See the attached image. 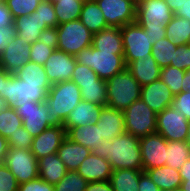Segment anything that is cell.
I'll return each instance as SVG.
<instances>
[{
    "instance_id": "obj_1",
    "label": "cell",
    "mask_w": 190,
    "mask_h": 191,
    "mask_svg": "<svg viewBox=\"0 0 190 191\" xmlns=\"http://www.w3.org/2000/svg\"><path fill=\"white\" fill-rule=\"evenodd\" d=\"M91 152L106 158L112 170L134 169L143 170L139 138L123 133L111 141L104 140L101 145H94Z\"/></svg>"
},
{
    "instance_id": "obj_2",
    "label": "cell",
    "mask_w": 190,
    "mask_h": 191,
    "mask_svg": "<svg viewBox=\"0 0 190 191\" xmlns=\"http://www.w3.org/2000/svg\"><path fill=\"white\" fill-rule=\"evenodd\" d=\"M82 100L79 86L71 80L51 85L45 102L47 112L56 125H63L68 114Z\"/></svg>"
},
{
    "instance_id": "obj_3",
    "label": "cell",
    "mask_w": 190,
    "mask_h": 191,
    "mask_svg": "<svg viewBox=\"0 0 190 191\" xmlns=\"http://www.w3.org/2000/svg\"><path fill=\"white\" fill-rule=\"evenodd\" d=\"M107 105L110 108L124 111L134 101L141 99V86L125 68L106 81Z\"/></svg>"
},
{
    "instance_id": "obj_4",
    "label": "cell",
    "mask_w": 190,
    "mask_h": 191,
    "mask_svg": "<svg viewBox=\"0 0 190 191\" xmlns=\"http://www.w3.org/2000/svg\"><path fill=\"white\" fill-rule=\"evenodd\" d=\"M76 62L91 68L100 79L108 80L126 68L124 55L100 51L92 45L75 56Z\"/></svg>"
},
{
    "instance_id": "obj_5",
    "label": "cell",
    "mask_w": 190,
    "mask_h": 191,
    "mask_svg": "<svg viewBox=\"0 0 190 191\" xmlns=\"http://www.w3.org/2000/svg\"><path fill=\"white\" fill-rule=\"evenodd\" d=\"M52 33L57 49L73 56L92 45L93 33L79 19L59 24Z\"/></svg>"
},
{
    "instance_id": "obj_6",
    "label": "cell",
    "mask_w": 190,
    "mask_h": 191,
    "mask_svg": "<svg viewBox=\"0 0 190 191\" xmlns=\"http://www.w3.org/2000/svg\"><path fill=\"white\" fill-rule=\"evenodd\" d=\"M123 114L126 133L139 139L156 133L157 113L142 99L134 101Z\"/></svg>"
},
{
    "instance_id": "obj_7",
    "label": "cell",
    "mask_w": 190,
    "mask_h": 191,
    "mask_svg": "<svg viewBox=\"0 0 190 191\" xmlns=\"http://www.w3.org/2000/svg\"><path fill=\"white\" fill-rule=\"evenodd\" d=\"M121 35L126 66L133 60L152 55L151 39L137 22L122 26Z\"/></svg>"
},
{
    "instance_id": "obj_8",
    "label": "cell",
    "mask_w": 190,
    "mask_h": 191,
    "mask_svg": "<svg viewBox=\"0 0 190 191\" xmlns=\"http://www.w3.org/2000/svg\"><path fill=\"white\" fill-rule=\"evenodd\" d=\"M3 163L16 178L18 184H22L39 177L38 159L31 149L8 148Z\"/></svg>"
},
{
    "instance_id": "obj_9",
    "label": "cell",
    "mask_w": 190,
    "mask_h": 191,
    "mask_svg": "<svg viewBox=\"0 0 190 191\" xmlns=\"http://www.w3.org/2000/svg\"><path fill=\"white\" fill-rule=\"evenodd\" d=\"M13 108L22 119V126L33 136L56 125L47 112L46 102L25 101L15 103Z\"/></svg>"
},
{
    "instance_id": "obj_10",
    "label": "cell",
    "mask_w": 190,
    "mask_h": 191,
    "mask_svg": "<svg viewBox=\"0 0 190 191\" xmlns=\"http://www.w3.org/2000/svg\"><path fill=\"white\" fill-rule=\"evenodd\" d=\"M190 122L172 106L157 114L156 133L167 141H187Z\"/></svg>"
},
{
    "instance_id": "obj_11",
    "label": "cell",
    "mask_w": 190,
    "mask_h": 191,
    "mask_svg": "<svg viewBox=\"0 0 190 191\" xmlns=\"http://www.w3.org/2000/svg\"><path fill=\"white\" fill-rule=\"evenodd\" d=\"M46 98L47 92L40 85H27L12 73L5 78L3 99L9 107L25 101L45 102Z\"/></svg>"
},
{
    "instance_id": "obj_12",
    "label": "cell",
    "mask_w": 190,
    "mask_h": 191,
    "mask_svg": "<svg viewBox=\"0 0 190 191\" xmlns=\"http://www.w3.org/2000/svg\"><path fill=\"white\" fill-rule=\"evenodd\" d=\"M108 26L122 27L136 22L137 4L132 0H95Z\"/></svg>"
},
{
    "instance_id": "obj_13",
    "label": "cell",
    "mask_w": 190,
    "mask_h": 191,
    "mask_svg": "<svg viewBox=\"0 0 190 191\" xmlns=\"http://www.w3.org/2000/svg\"><path fill=\"white\" fill-rule=\"evenodd\" d=\"M142 155L143 171L165 165L167 140L159 133L147 135L139 139Z\"/></svg>"
},
{
    "instance_id": "obj_14",
    "label": "cell",
    "mask_w": 190,
    "mask_h": 191,
    "mask_svg": "<svg viewBox=\"0 0 190 191\" xmlns=\"http://www.w3.org/2000/svg\"><path fill=\"white\" fill-rule=\"evenodd\" d=\"M174 13L164 0H146L137 3L136 22L140 26L167 24Z\"/></svg>"
},
{
    "instance_id": "obj_15",
    "label": "cell",
    "mask_w": 190,
    "mask_h": 191,
    "mask_svg": "<svg viewBox=\"0 0 190 191\" xmlns=\"http://www.w3.org/2000/svg\"><path fill=\"white\" fill-rule=\"evenodd\" d=\"M31 44L24 37L16 34L10 40L5 50L0 54V66L7 72L14 74L22 66L30 61Z\"/></svg>"
},
{
    "instance_id": "obj_16",
    "label": "cell",
    "mask_w": 190,
    "mask_h": 191,
    "mask_svg": "<svg viewBox=\"0 0 190 191\" xmlns=\"http://www.w3.org/2000/svg\"><path fill=\"white\" fill-rule=\"evenodd\" d=\"M76 63L75 56L58 49L54 50L43 65L51 85L71 80Z\"/></svg>"
},
{
    "instance_id": "obj_17",
    "label": "cell",
    "mask_w": 190,
    "mask_h": 191,
    "mask_svg": "<svg viewBox=\"0 0 190 191\" xmlns=\"http://www.w3.org/2000/svg\"><path fill=\"white\" fill-rule=\"evenodd\" d=\"M65 137L66 130L63 125H54L33 137L31 152L37 159L57 153Z\"/></svg>"
},
{
    "instance_id": "obj_18",
    "label": "cell",
    "mask_w": 190,
    "mask_h": 191,
    "mask_svg": "<svg viewBox=\"0 0 190 191\" xmlns=\"http://www.w3.org/2000/svg\"><path fill=\"white\" fill-rule=\"evenodd\" d=\"M141 99L158 114L171 106L174 94L163 81L157 79L141 87Z\"/></svg>"
},
{
    "instance_id": "obj_19",
    "label": "cell",
    "mask_w": 190,
    "mask_h": 191,
    "mask_svg": "<svg viewBox=\"0 0 190 191\" xmlns=\"http://www.w3.org/2000/svg\"><path fill=\"white\" fill-rule=\"evenodd\" d=\"M102 107L98 104L81 100L63 122L66 133L74 127L96 124L99 120Z\"/></svg>"
},
{
    "instance_id": "obj_20",
    "label": "cell",
    "mask_w": 190,
    "mask_h": 191,
    "mask_svg": "<svg viewBox=\"0 0 190 191\" xmlns=\"http://www.w3.org/2000/svg\"><path fill=\"white\" fill-rule=\"evenodd\" d=\"M14 25L16 34L24 37L30 44L35 43L45 34L52 32L46 23H42L36 11L27 16L15 18Z\"/></svg>"
},
{
    "instance_id": "obj_21",
    "label": "cell",
    "mask_w": 190,
    "mask_h": 191,
    "mask_svg": "<svg viewBox=\"0 0 190 191\" xmlns=\"http://www.w3.org/2000/svg\"><path fill=\"white\" fill-rule=\"evenodd\" d=\"M76 171L87 182L109 181L112 174L110 162L94 153L87 156Z\"/></svg>"
},
{
    "instance_id": "obj_22",
    "label": "cell",
    "mask_w": 190,
    "mask_h": 191,
    "mask_svg": "<svg viewBox=\"0 0 190 191\" xmlns=\"http://www.w3.org/2000/svg\"><path fill=\"white\" fill-rule=\"evenodd\" d=\"M96 125L100 127L102 138L108 141L126 132L123 112L108 106L102 107Z\"/></svg>"
},
{
    "instance_id": "obj_23",
    "label": "cell",
    "mask_w": 190,
    "mask_h": 191,
    "mask_svg": "<svg viewBox=\"0 0 190 191\" xmlns=\"http://www.w3.org/2000/svg\"><path fill=\"white\" fill-rule=\"evenodd\" d=\"M126 68L141 87L159 79L161 73V67L152 55L147 58L143 57L133 60Z\"/></svg>"
},
{
    "instance_id": "obj_24",
    "label": "cell",
    "mask_w": 190,
    "mask_h": 191,
    "mask_svg": "<svg viewBox=\"0 0 190 191\" xmlns=\"http://www.w3.org/2000/svg\"><path fill=\"white\" fill-rule=\"evenodd\" d=\"M91 153V150L66 136L56 154L65 164L67 171H75Z\"/></svg>"
},
{
    "instance_id": "obj_25",
    "label": "cell",
    "mask_w": 190,
    "mask_h": 191,
    "mask_svg": "<svg viewBox=\"0 0 190 191\" xmlns=\"http://www.w3.org/2000/svg\"><path fill=\"white\" fill-rule=\"evenodd\" d=\"M92 46L100 51L124 55L121 27L108 26L93 34Z\"/></svg>"
},
{
    "instance_id": "obj_26",
    "label": "cell",
    "mask_w": 190,
    "mask_h": 191,
    "mask_svg": "<svg viewBox=\"0 0 190 191\" xmlns=\"http://www.w3.org/2000/svg\"><path fill=\"white\" fill-rule=\"evenodd\" d=\"M39 177L50 184H57L67 172L65 164L56 153L38 159Z\"/></svg>"
},
{
    "instance_id": "obj_27",
    "label": "cell",
    "mask_w": 190,
    "mask_h": 191,
    "mask_svg": "<svg viewBox=\"0 0 190 191\" xmlns=\"http://www.w3.org/2000/svg\"><path fill=\"white\" fill-rule=\"evenodd\" d=\"M146 173L161 191H174L180 189L182 180L180 172L177 169L164 165L158 168L148 169Z\"/></svg>"
},
{
    "instance_id": "obj_28",
    "label": "cell",
    "mask_w": 190,
    "mask_h": 191,
    "mask_svg": "<svg viewBox=\"0 0 190 191\" xmlns=\"http://www.w3.org/2000/svg\"><path fill=\"white\" fill-rule=\"evenodd\" d=\"M14 74L27 85H40L47 93L51 88L43 65L29 61Z\"/></svg>"
},
{
    "instance_id": "obj_29",
    "label": "cell",
    "mask_w": 190,
    "mask_h": 191,
    "mask_svg": "<svg viewBox=\"0 0 190 191\" xmlns=\"http://www.w3.org/2000/svg\"><path fill=\"white\" fill-rule=\"evenodd\" d=\"M66 136L73 142L79 143L91 150L94 145H101L104 139L101 136L100 127L96 124H87L83 127L71 128Z\"/></svg>"
},
{
    "instance_id": "obj_30",
    "label": "cell",
    "mask_w": 190,
    "mask_h": 191,
    "mask_svg": "<svg viewBox=\"0 0 190 191\" xmlns=\"http://www.w3.org/2000/svg\"><path fill=\"white\" fill-rule=\"evenodd\" d=\"M79 20L93 33L108 27L105 17L95 0L85 1Z\"/></svg>"
},
{
    "instance_id": "obj_31",
    "label": "cell",
    "mask_w": 190,
    "mask_h": 191,
    "mask_svg": "<svg viewBox=\"0 0 190 191\" xmlns=\"http://www.w3.org/2000/svg\"><path fill=\"white\" fill-rule=\"evenodd\" d=\"M143 170H112L109 182L114 191H139L138 183Z\"/></svg>"
},
{
    "instance_id": "obj_32",
    "label": "cell",
    "mask_w": 190,
    "mask_h": 191,
    "mask_svg": "<svg viewBox=\"0 0 190 191\" xmlns=\"http://www.w3.org/2000/svg\"><path fill=\"white\" fill-rule=\"evenodd\" d=\"M166 37L176 45L190 44V21L186 18L173 16L166 24Z\"/></svg>"
},
{
    "instance_id": "obj_33",
    "label": "cell",
    "mask_w": 190,
    "mask_h": 191,
    "mask_svg": "<svg viewBox=\"0 0 190 191\" xmlns=\"http://www.w3.org/2000/svg\"><path fill=\"white\" fill-rule=\"evenodd\" d=\"M57 49L56 37L53 33L45 34L38 41L31 44L30 61L44 65L54 50Z\"/></svg>"
},
{
    "instance_id": "obj_34",
    "label": "cell",
    "mask_w": 190,
    "mask_h": 191,
    "mask_svg": "<svg viewBox=\"0 0 190 191\" xmlns=\"http://www.w3.org/2000/svg\"><path fill=\"white\" fill-rule=\"evenodd\" d=\"M58 25L78 20L80 18L83 1L81 0H52Z\"/></svg>"
},
{
    "instance_id": "obj_35",
    "label": "cell",
    "mask_w": 190,
    "mask_h": 191,
    "mask_svg": "<svg viewBox=\"0 0 190 191\" xmlns=\"http://www.w3.org/2000/svg\"><path fill=\"white\" fill-rule=\"evenodd\" d=\"M167 155L165 165L180 170L190 158V146L187 141H167Z\"/></svg>"
},
{
    "instance_id": "obj_36",
    "label": "cell",
    "mask_w": 190,
    "mask_h": 191,
    "mask_svg": "<svg viewBox=\"0 0 190 191\" xmlns=\"http://www.w3.org/2000/svg\"><path fill=\"white\" fill-rule=\"evenodd\" d=\"M81 98L83 101L107 105V85L106 80L95 81V83L79 84Z\"/></svg>"
},
{
    "instance_id": "obj_37",
    "label": "cell",
    "mask_w": 190,
    "mask_h": 191,
    "mask_svg": "<svg viewBox=\"0 0 190 191\" xmlns=\"http://www.w3.org/2000/svg\"><path fill=\"white\" fill-rule=\"evenodd\" d=\"M177 46L167 37L160 39L152 46L151 54L158 65L163 68L170 66Z\"/></svg>"
},
{
    "instance_id": "obj_38",
    "label": "cell",
    "mask_w": 190,
    "mask_h": 191,
    "mask_svg": "<svg viewBox=\"0 0 190 191\" xmlns=\"http://www.w3.org/2000/svg\"><path fill=\"white\" fill-rule=\"evenodd\" d=\"M22 119L13 107L0 112V135L7 139L22 127Z\"/></svg>"
},
{
    "instance_id": "obj_39",
    "label": "cell",
    "mask_w": 190,
    "mask_h": 191,
    "mask_svg": "<svg viewBox=\"0 0 190 191\" xmlns=\"http://www.w3.org/2000/svg\"><path fill=\"white\" fill-rule=\"evenodd\" d=\"M185 71L178 69L172 66H167L161 68V73L159 79L163 81L168 87L169 90L174 94H179L182 92V80L184 77Z\"/></svg>"
},
{
    "instance_id": "obj_40",
    "label": "cell",
    "mask_w": 190,
    "mask_h": 191,
    "mask_svg": "<svg viewBox=\"0 0 190 191\" xmlns=\"http://www.w3.org/2000/svg\"><path fill=\"white\" fill-rule=\"evenodd\" d=\"M88 182L76 170L67 171L66 175L54 185V191H85Z\"/></svg>"
},
{
    "instance_id": "obj_41",
    "label": "cell",
    "mask_w": 190,
    "mask_h": 191,
    "mask_svg": "<svg viewBox=\"0 0 190 191\" xmlns=\"http://www.w3.org/2000/svg\"><path fill=\"white\" fill-rule=\"evenodd\" d=\"M41 0H7L6 5L13 18L33 13Z\"/></svg>"
},
{
    "instance_id": "obj_42",
    "label": "cell",
    "mask_w": 190,
    "mask_h": 191,
    "mask_svg": "<svg viewBox=\"0 0 190 191\" xmlns=\"http://www.w3.org/2000/svg\"><path fill=\"white\" fill-rule=\"evenodd\" d=\"M35 11L38 13L42 23H46L52 31L58 26L52 0H41Z\"/></svg>"
},
{
    "instance_id": "obj_43",
    "label": "cell",
    "mask_w": 190,
    "mask_h": 191,
    "mask_svg": "<svg viewBox=\"0 0 190 191\" xmlns=\"http://www.w3.org/2000/svg\"><path fill=\"white\" fill-rule=\"evenodd\" d=\"M102 79L91 68L81 63H76L75 69L71 77V81L79 84L95 83V81H101Z\"/></svg>"
},
{
    "instance_id": "obj_44",
    "label": "cell",
    "mask_w": 190,
    "mask_h": 191,
    "mask_svg": "<svg viewBox=\"0 0 190 191\" xmlns=\"http://www.w3.org/2000/svg\"><path fill=\"white\" fill-rule=\"evenodd\" d=\"M33 136L22 126L7 138L8 147L16 149H31Z\"/></svg>"
},
{
    "instance_id": "obj_45",
    "label": "cell",
    "mask_w": 190,
    "mask_h": 191,
    "mask_svg": "<svg viewBox=\"0 0 190 191\" xmlns=\"http://www.w3.org/2000/svg\"><path fill=\"white\" fill-rule=\"evenodd\" d=\"M170 66L184 71L190 69V44L177 46Z\"/></svg>"
},
{
    "instance_id": "obj_46",
    "label": "cell",
    "mask_w": 190,
    "mask_h": 191,
    "mask_svg": "<svg viewBox=\"0 0 190 191\" xmlns=\"http://www.w3.org/2000/svg\"><path fill=\"white\" fill-rule=\"evenodd\" d=\"M18 182L4 163H0V191H18Z\"/></svg>"
},
{
    "instance_id": "obj_47",
    "label": "cell",
    "mask_w": 190,
    "mask_h": 191,
    "mask_svg": "<svg viewBox=\"0 0 190 191\" xmlns=\"http://www.w3.org/2000/svg\"><path fill=\"white\" fill-rule=\"evenodd\" d=\"M171 106L190 122V91H182L174 96Z\"/></svg>"
},
{
    "instance_id": "obj_48",
    "label": "cell",
    "mask_w": 190,
    "mask_h": 191,
    "mask_svg": "<svg viewBox=\"0 0 190 191\" xmlns=\"http://www.w3.org/2000/svg\"><path fill=\"white\" fill-rule=\"evenodd\" d=\"M18 191H54V185L38 177L37 179L19 184Z\"/></svg>"
},
{
    "instance_id": "obj_49",
    "label": "cell",
    "mask_w": 190,
    "mask_h": 191,
    "mask_svg": "<svg viewBox=\"0 0 190 191\" xmlns=\"http://www.w3.org/2000/svg\"><path fill=\"white\" fill-rule=\"evenodd\" d=\"M145 33L149 35V38L151 39L150 42L152 45L160 39H163L166 37V24H160L159 26H141Z\"/></svg>"
},
{
    "instance_id": "obj_50",
    "label": "cell",
    "mask_w": 190,
    "mask_h": 191,
    "mask_svg": "<svg viewBox=\"0 0 190 191\" xmlns=\"http://www.w3.org/2000/svg\"><path fill=\"white\" fill-rule=\"evenodd\" d=\"M15 36L16 29L14 23L0 29V54L5 50L9 41L13 40Z\"/></svg>"
},
{
    "instance_id": "obj_51",
    "label": "cell",
    "mask_w": 190,
    "mask_h": 191,
    "mask_svg": "<svg viewBox=\"0 0 190 191\" xmlns=\"http://www.w3.org/2000/svg\"><path fill=\"white\" fill-rule=\"evenodd\" d=\"M138 187L139 191H161L146 172L140 175Z\"/></svg>"
},
{
    "instance_id": "obj_52",
    "label": "cell",
    "mask_w": 190,
    "mask_h": 191,
    "mask_svg": "<svg viewBox=\"0 0 190 191\" xmlns=\"http://www.w3.org/2000/svg\"><path fill=\"white\" fill-rule=\"evenodd\" d=\"M14 23V18L7 8L6 3L0 4V29L4 26L12 25Z\"/></svg>"
},
{
    "instance_id": "obj_53",
    "label": "cell",
    "mask_w": 190,
    "mask_h": 191,
    "mask_svg": "<svg viewBox=\"0 0 190 191\" xmlns=\"http://www.w3.org/2000/svg\"><path fill=\"white\" fill-rule=\"evenodd\" d=\"M85 191H114L109 181L88 182Z\"/></svg>"
},
{
    "instance_id": "obj_54",
    "label": "cell",
    "mask_w": 190,
    "mask_h": 191,
    "mask_svg": "<svg viewBox=\"0 0 190 191\" xmlns=\"http://www.w3.org/2000/svg\"><path fill=\"white\" fill-rule=\"evenodd\" d=\"M175 16L186 18L190 21V0H184L179 9L174 13Z\"/></svg>"
},
{
    "instance_id": "obj_55",
    "label": "cell",
    "mask_w": 190,
    "mask_h": 191,
    "mask_svg": "<svg viewBox=\"0 0 190 191\" xmlns=\"http://www.w3.org/2000/svg\"><path fill=\"white\" fill-rule=\"evenodd\" d=\"M179 172L182 182H190V158L185 161Z\"/></svg>"
},
{
    "instance_id": "obj_56",
    "label": "cell",
    "mask_w": 190,
    "mask_h": 191,
    "mask_svg": "<svg viewBox=\"0 0 190 191\" xmlns=\"http://www.w3.org/2000/svg\"><path fill=\"white\" fill-rule=\"evenodd\" d=\"M8 143H7V139L3 138L0 135V163H3L6 153L8 151Z\"/></svg>"
},
{
    "instance_id": "obj_57",
    "label": "cell",
    "mask_w": 190,
    "mask_h": 191,
    "mask_svg": "<svg viewBox=\"0 0 190 191\" xmlns=\"http://www.w3.org/2000/svg\"><path fill=\"white\" fill-rule=\"evenodd\" d=\"M10 73L7 72L2 66H0V96L3 98L4 88H5V78Z\"/></svg>"
},
{
    "instance_id": "obj_58",
    "label": "cell",
    "mask_w": 190,
    "mask_h": 191,
    "mask_svg": "<svg viewBox=\"0 0 190 191\" xmlns=\"http://www.w3.org/2000/svg\"><path fill=\"white\" fill-rule=\"evenodd\" d=\"M182 82V91H190V69L185 71Z\"/></svg>"
},
{
    "instance_id": "obj_59",
    "label": "cell",
    "mask_w": 190,
    "mask_h": 191,
    "mask_svg": "<svg viewBox=\"0 0 190 191\" xmlns=\"http://www.w3.org/2000/svg\"><path fill=\"white\" fill-rule=\"evenodd\" d=\"M170 7L171 11L173 13L176 12L177 9H179V6L182 5L184 0H164Z\"/></svg>"
},
{
    "instance_id": "obj_60",
    "label": "cell",
    "mask_w": 190,
    "mask_h": 191,
    "mask_svg": "<svg viewBox=\"0 0 190 191\" xmlns=\"http://www.w3.org/2000/svg\"><path fill=\"white\" fill-rule=\"evenodd\" d=\"M8 104L5 99L0 96V112L8 108Z\"/></svg>"
},
{
    "instance_id": "obj_61",
    "label": "cell",
    "mask_w": 190,
    "mask_h": 191,
    "mask_svg": "<svg viewBox=\"0 0 190 191\" xmlns=\"http://www.w3.org/2000/svg\"><path fill=\"white\" fill-rule=\"evenodd\" d=\"M180 191H190V182H182Z\"/></svg>"
},
{
    "instance_id": "obj_62",
    "label": "cell",
    "mask_w": 190,
    "mask_h": 191,
    "mask_svg": "<svg viewBox=\"0 0 190 191\" xmlns=\"http://www.w3.org/2000/svg\"><path fill=\"white\" fill-rule=\"evenodd\" d=\"M187 144L190 146V127H189V133H188Z\"/></svg>"
},
{
    "instance_id": "obj_63",
    "label": "cell",
    "mask_w": 190,
    "mask_h": 191,
    "mask_svg": "<svg viewBox=\"0 0 190 191\" xmlns=\"http://www.w3.org/2000/svg\"><path fill=\"white\" fill-rule=\"evenodd\" d=\"M6 2H7V0H0V4L6 3Z\"/></svg>"
},
{
    "instance_id": "obj_64",
    "label": "cell",
    "mask_w": 190,
    "mask_h": 191,
    "mask_svg": "<svg viewBox=\"0 0 190 191\" xmlns=\"http://www.w3.org/2000/svg\"><path fill=\"white\" fill-rule=\"evenodd\" d=\"M132 1H134L136 4L140 2V0H132Z\"/></svg>"
}]
</instances>
